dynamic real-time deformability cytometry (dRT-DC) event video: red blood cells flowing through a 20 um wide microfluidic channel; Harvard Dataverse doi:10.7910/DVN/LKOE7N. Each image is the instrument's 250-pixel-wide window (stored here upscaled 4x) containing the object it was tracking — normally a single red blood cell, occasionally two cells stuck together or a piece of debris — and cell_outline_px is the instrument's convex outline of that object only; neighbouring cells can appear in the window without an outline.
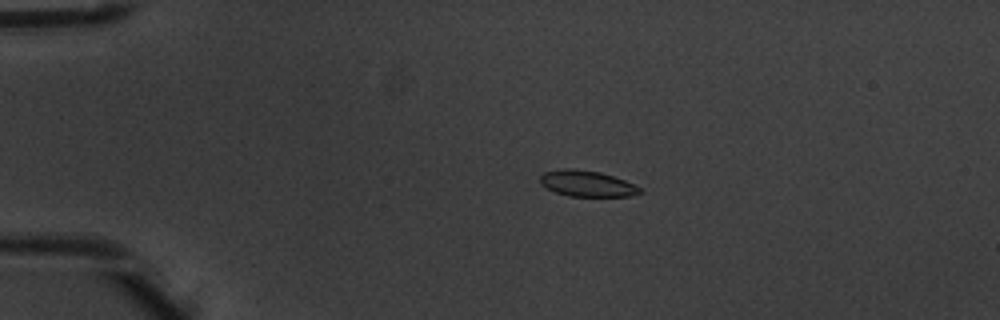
{"species": "common noctule bat (a hibernating species)", "species_latin": "Nyctalus noctula", "temperature_condition": "warm", "stored_images_in_passage": 5, "camera_frame_rate_fps": 3000, "um_per_image_px": 0.085, "animal": {"sex": "male", "body_mass_g": 20.1, "forearm_length_mm": 53.5}, "frame": {"image": 1, "passage_image": 3, "time_ms": 0.667, "image_size_px": [1000, 320], "cell_outline_px": [[644, 192], [632, 196], [568, 196], [556, 192], [540, 184], [540, 176], [544, 172], [564, 168], [572, 168], [600, 172], [624, 180], [644, 188]], "centroid_in_image_um": [49.93, 15.61], "position_along_channel_um": 35.1, "area_um2": 15.2}}